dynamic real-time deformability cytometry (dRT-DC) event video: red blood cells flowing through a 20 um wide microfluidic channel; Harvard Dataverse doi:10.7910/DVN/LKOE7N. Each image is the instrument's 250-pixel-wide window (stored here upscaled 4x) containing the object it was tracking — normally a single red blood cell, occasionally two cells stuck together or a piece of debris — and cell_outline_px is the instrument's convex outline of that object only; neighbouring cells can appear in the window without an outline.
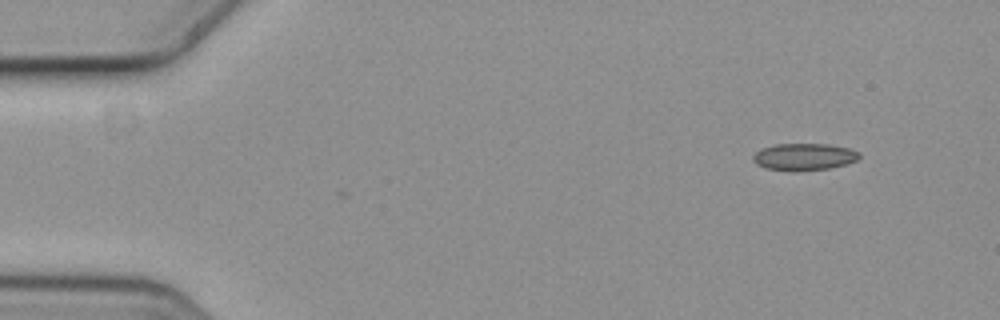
{"species": "common noctule bat (a hibernating species)", "species_latin": "Nyctalus noctula", "temperature_condition": "cold", "stored_images_in_passage": 4, "camera_frame_rate_fps": 3000, "um_per_image_px": 0.085, "animal": {"sex": "female", "body_mass_g": 19.3, "forearm_length_mm": 54.1}, "frame": {"image": 1, "passage_image": 4, "time_ms": 1.0, "image_size_px": [1000, 320], "cell_outline_px": [[860, 156], [856, 160], [844, 164], [828, 168], [796, 172], [788, 172], [764, 168], [756, 164], [752, 160], [752, 156], [760, 148], [776, 144], [828, 144], [848, 148], [860, 152]], "centroid_in_image_um": [68.28, 13.34], "position_along_channel_um": 16.7, "area_um2": 16.94}}